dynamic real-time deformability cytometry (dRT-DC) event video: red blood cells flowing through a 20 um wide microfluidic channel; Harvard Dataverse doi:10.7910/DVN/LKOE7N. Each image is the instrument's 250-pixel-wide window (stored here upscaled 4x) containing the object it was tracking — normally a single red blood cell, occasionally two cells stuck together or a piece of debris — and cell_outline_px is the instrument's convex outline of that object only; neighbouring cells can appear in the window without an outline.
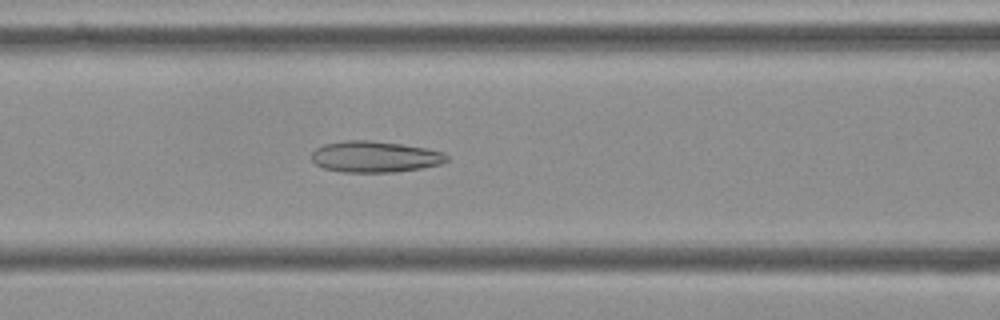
{"species": "Egyptian fruit bat (a non-hibernating species)", "species_latin": "Rousettus aegyptiacus", "temperature_condition": "cold", "stored_images_in_passage": 55, "camera_frame_rate_fps": 3000, "um_per_image_px": 0.085, "frame": {"image": 1, "passage_image": 23, "time_ms": 7.333, "image_size_px": [1000, 320], "cell_outline_px": [[448, 160], [440, 164], [420, 168], [396, 172], [344, 172], [324, 168], [316, 164], [312, 160], [312, 152], [316, 148], [324, 144], [344, 140], [368, 140], [400, 144], [428, 148], [444, 152], [448, 156]], "centroid_in_image_um": [31.87, 13.32], "position_along_channel_um": 134.7, "area_um2": 24.57}}
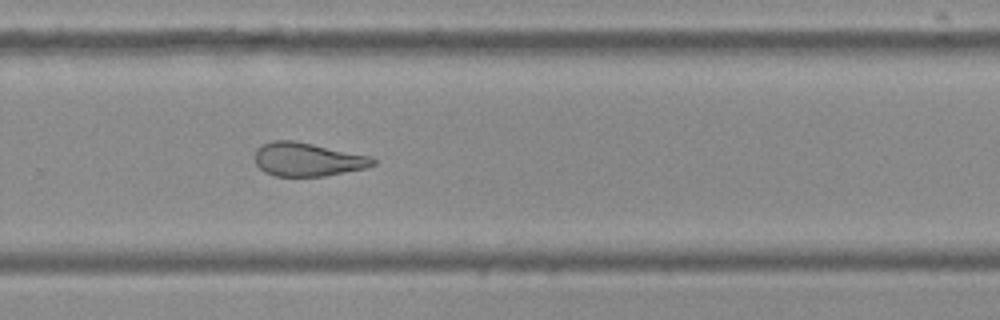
{"frame": {"image": 2, "passage_image": 37, "time_ms": 12.0, "image_size_px": [1000, 320], "cell_outline_px": [[376, 164], [364, 168], [324, 176], [276, 176], [264, 172], [256, 164], [256, 148], [272, 140], [292, 140], [372, 156], [376, 160]], "centroid_in_image_um": [26.14, 13.55], "position_along_channel_um": 303.7, "area_um2": 22.95}}
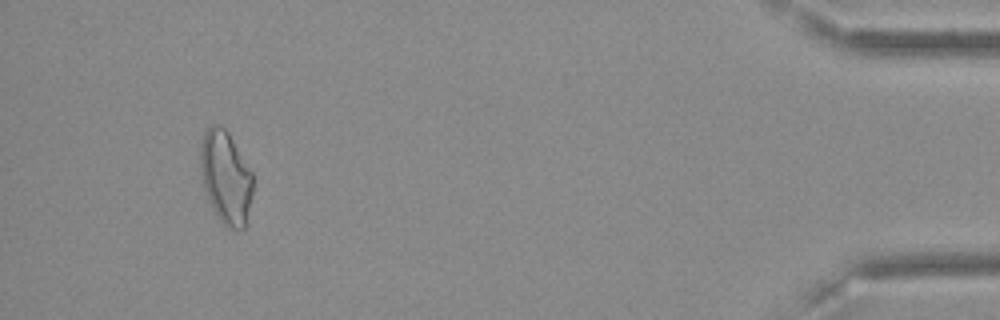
{"frame": {"image": 3, "passage_image": 52, "time_ms": 17.0, "image_size_px": [1000, 320], "cell_outline_px": [[252, 192], [244, 228], [224, 228], [212, 208], [204, 188], [200, 168], [200, 148], [204, 132], [212, 124], [220, 124], [228, 132], [252, 172]], "centroid_in_image_um": [19.17, 15.06], "position_along_channel_um": 416.0, "area_um2": 28.21}, "authors_computed_cell_mechanics": {"area_um2": 26.1256, "velocity_mm_per_s": 3.6289, "shape_relaxation_time_tau1_ms": null, "shape_relaxation_time_tau2_ms": 2.8006, "deformation_change_tau1": null, "deformation_change_tau2": 0.1157}}